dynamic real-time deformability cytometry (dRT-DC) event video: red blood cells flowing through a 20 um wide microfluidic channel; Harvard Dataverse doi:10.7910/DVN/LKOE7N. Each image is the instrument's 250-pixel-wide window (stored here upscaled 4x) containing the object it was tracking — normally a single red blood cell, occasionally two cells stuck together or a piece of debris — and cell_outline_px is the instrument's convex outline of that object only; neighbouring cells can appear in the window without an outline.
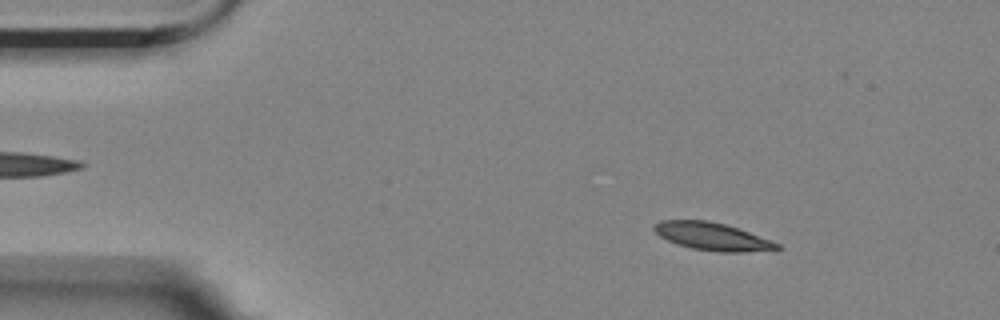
{"species": "Egyptian fruit bat (a non-hibernating species)", "species_latin": "Rousettus aegyptiacus", "temperature_condition": "room temperature", "stored_images_in_passage": 5, "camera_frame_rate_fps": 3000, "um_per_image_px": 0.085, "animal": {"sex": "female"}, "frame": {"image": 1, "passage_image": 1, "time_ms": 0.0, "image_size_px": [1000, 320], "cell_outline_px": [[780, 248], [776, 252], [720, 252], [692, 248], [676, 244], [660, 236], [652, 228], [660, 220], [708, 220], [724, 224], [748, 232], [780, 244]], "centroid_in_image_um": [60.6, 20.12], "position_along_channel_um": 24.4, "area_um2": 19.88}}
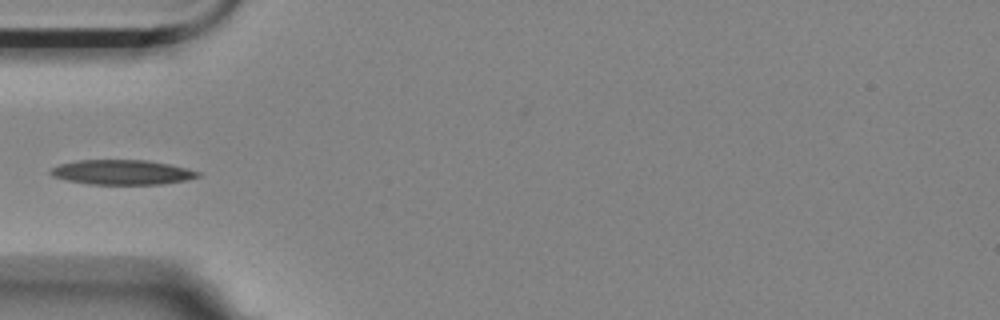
{"frame": {"image": 2, "passage_image": 4, "time_ms": 1.0, "image_size_px": [1000, 320], "cell_outline_px": [[200, 176], [188, 180], [164, 184], [88, 184], [68, 180], [52, 176], [48, 172], [52, 168], [60, 164], [76, 160], [144, 160], [168, 164], [188, 168], [200, 172]], "centroid_in_image_um": [10.39, 14.64], "position_along_channel_um": 74.6, "area_um2": 21.27}}